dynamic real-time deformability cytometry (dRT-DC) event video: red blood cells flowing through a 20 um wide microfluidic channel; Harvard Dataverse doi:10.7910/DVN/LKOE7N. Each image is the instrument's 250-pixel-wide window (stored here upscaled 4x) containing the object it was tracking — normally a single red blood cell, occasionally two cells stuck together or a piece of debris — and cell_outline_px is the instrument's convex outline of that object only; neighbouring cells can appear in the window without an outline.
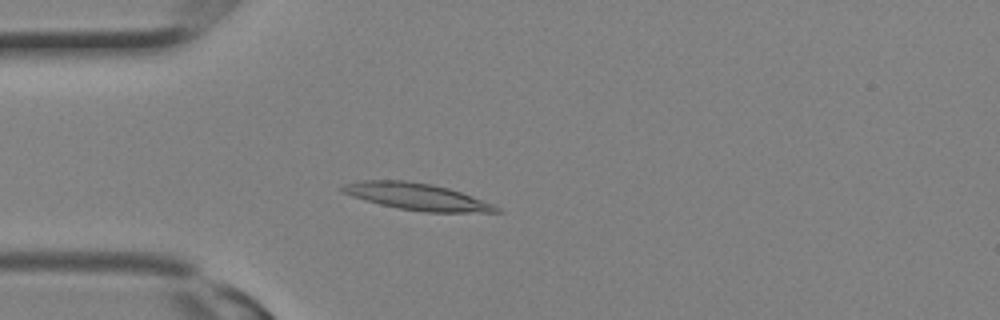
{"species": "Egyptian fruit bat (a non-hibernating species)", "species_latin": "Rousettus aegyptiacus", "temperature_condition": "room temperature", "stored_images_in_passage": 3, "camera_frame_rate_fps": 3000, "um_per_image_px": 0.085, "animal": {"sex": "female"}, "frame": {"image": 1, "passage_image": 3, "time_ms": 0.667, "image_size_px": [1000, 320], "cell_outline_px": [[504, 212], [424, 212], [400, 208], [380, 204], [352, 196], [340, 192], [340, 188], [344, 184], [360, 180], [404, 180], [432, 184], [448, 188], [472, 196], [492, 204], [500, 208]], "centroid_in_image_um": [35.41, 16.7], "position_along_channel_um": 49.6, "area_um2": 23.87}}